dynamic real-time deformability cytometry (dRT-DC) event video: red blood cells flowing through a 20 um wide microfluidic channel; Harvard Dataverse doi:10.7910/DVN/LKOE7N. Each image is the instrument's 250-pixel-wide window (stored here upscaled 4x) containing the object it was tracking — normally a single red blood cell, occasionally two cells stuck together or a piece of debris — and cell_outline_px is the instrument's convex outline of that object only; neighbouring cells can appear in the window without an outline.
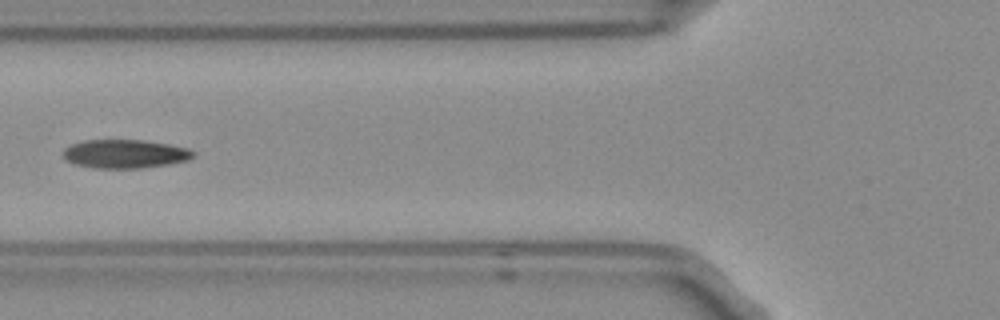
{"species": "Egyptian fruit bat (a non-hibernating species)", "species_latin": "Rousettus aegyptiacus", "temperature_condition": "room temperature", "stored_images_in_passage": 4, "camera_frame_rate_fps": 3000, "um_per_image_px": 0.085, "frame": {"image": 1, "passage_image": 3, "time_ms": 0.667, "image_size_px": [1000, 320], "cell_outline_px": [[192, 156], [184, 160], [164, 164], [140, 168], [92, 168], [76, 164], [64, 160], [64, 148], [72, 144], [84, 140], [140, 140], [164, 144], [184, 148], [192, 152]], "centroid_in_image_um": [10.48, 13.08], "position_along_channel_um": 115.3, "area_um2": 21.04}}